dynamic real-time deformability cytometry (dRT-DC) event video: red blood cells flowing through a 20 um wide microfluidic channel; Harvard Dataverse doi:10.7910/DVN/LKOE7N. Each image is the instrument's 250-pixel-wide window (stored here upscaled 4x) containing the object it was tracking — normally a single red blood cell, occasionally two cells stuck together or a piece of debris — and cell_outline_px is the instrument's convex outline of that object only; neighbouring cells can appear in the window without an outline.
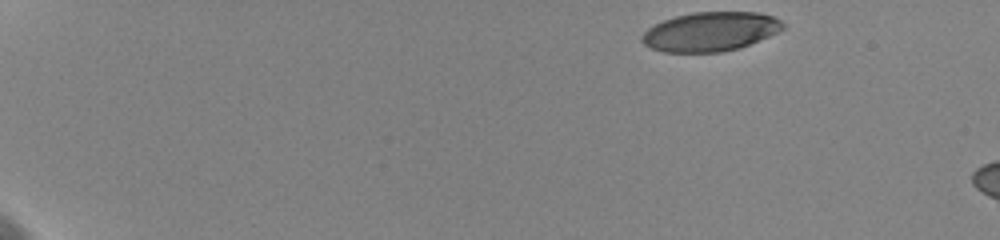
{"species": "human", "species_latin": "Homo sapiens", "temperature_condition": "cold", "stored_images_in_passage": 45, "camera_frame_rate_fps": 3000, "um_per_image_px": 0.085, "donor": {"sex": "female"}, "frame": {"image": 1, "passage_image": 1, "time_ms": 0.0, "image_size_px": [1000, 240], "cell_outline_px": [[784, 28], [768, 36], [740, 48], [720, 52], [664, 52], [652, 48], [644, 44], [640, 40], [640, 36], [648, 28], [664, 20], [676, 16], [692, 12], [756, 12], [772, 16], [780, 20], [784, 24]], "centroid_in_image_um": [60.36, 2.69], "position_along_channel_um": 24.6, "area_um2": 32.02}}
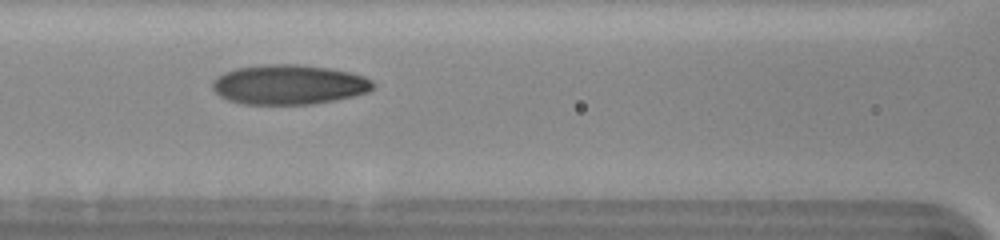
{"frame": {"image": 2, "passage_image": 22, "time_ms": 7.0, "image_size_px": [1000, 240], "cell_outline_px": [[376, 84], [368, 92], [336, 100], [312, 104], [244, 104], [228, 100], [220, 96], [212, 88], [212, 80], [216, 76], [224, 72], [236, 68], [264, 64], [300, 64], [332, 68], [352, 72], [364, 76], [372, 80]], "centroid_in_image_um": [24.57, 7.18], "position_along_channel_um": 142.0, "area_um2": 37.57}}
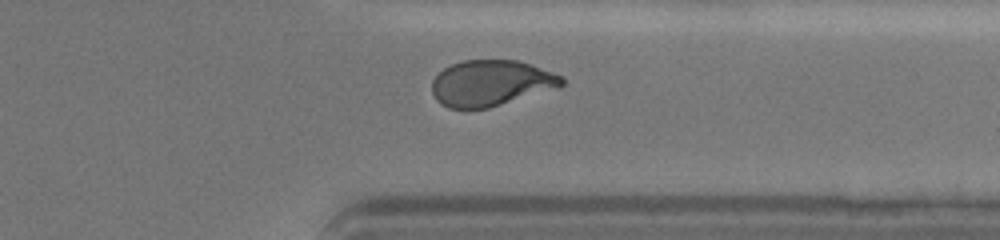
{"frame": {"image": 3, "passage_image": 41, "time_ms": 13.333, "image_size_px": [1000, 240], "cell_outline_px": [[564, 84], [488, 108], [448, 108], [440, 104], [436, 100], [432, 92], [432, 80], [444, 68], [452, 64], [464, 60], [520, 60], [564, 76]], "centroid_in_image_um": [41.68, 7.04], "position_along_channel_um": 369.7, "area_um2": 34.28}, "authors_computed_cell_mechanics": {"area_um2": 35.547, "velocity_mm_per_s": 3.5945, "shape_relaxation_time_tau1_ms": 4.3228, "shape_relaxation_time_tau2_ms": 1.6675, "deformation_change_tau1": 0.1712, "deformation_change_tau2": 0.0681}}